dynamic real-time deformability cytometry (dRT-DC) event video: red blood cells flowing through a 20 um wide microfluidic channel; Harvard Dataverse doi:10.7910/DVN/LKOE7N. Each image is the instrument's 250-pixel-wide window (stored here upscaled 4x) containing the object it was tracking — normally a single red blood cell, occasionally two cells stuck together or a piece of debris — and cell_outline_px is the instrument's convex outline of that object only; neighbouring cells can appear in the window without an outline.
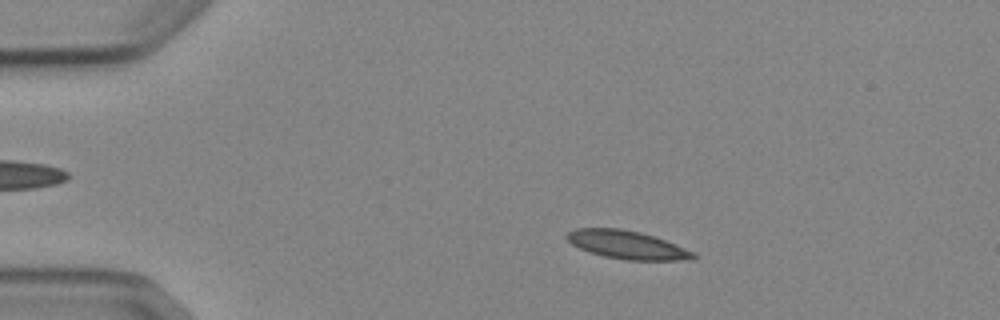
{"species": "Egyptian fruit bat (a non-hibernating species)", "species_latin": "Rousettus aegyptiacus", "temperature_condition": "cold", "stored_images_in_passage": 3, "camera_frame_rate_fps": 3000, "um_per_image_px": 0.085, "animal": {"sex": "female"}, "frame": {"image": 1, "passage_image": 2, "time_ms": 1.333, "image_size_px": [1000, 320], "cell_outline_px": [[696, 256], [692, 260], [624, 260], [604, 256], [580, 248], [572, 244], [564, 236], [568, 232], [576, 228], [620, 228], [640, 232], [664, 240], [696, 252]], "centroid_in_image_um": [53.31, 20.81], "position_along_channel_um": 31.7, "area_um2": 20.69}}